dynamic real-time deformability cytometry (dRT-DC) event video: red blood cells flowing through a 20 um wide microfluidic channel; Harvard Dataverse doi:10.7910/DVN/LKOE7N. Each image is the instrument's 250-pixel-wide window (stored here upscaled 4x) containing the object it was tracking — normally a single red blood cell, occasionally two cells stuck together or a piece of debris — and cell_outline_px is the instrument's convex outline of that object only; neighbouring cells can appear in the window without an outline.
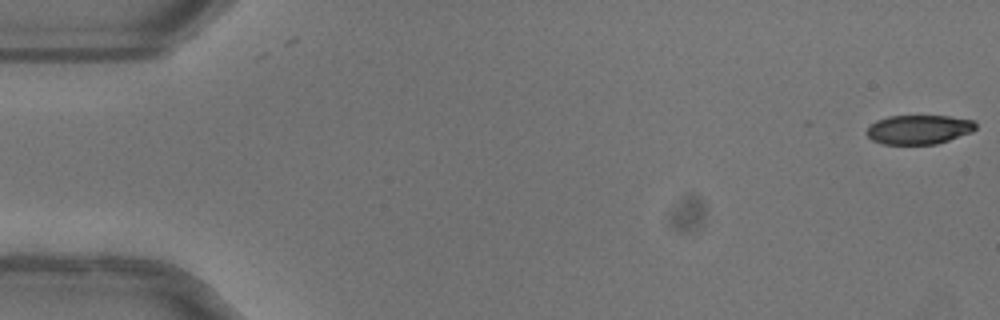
{"species": "common noctule bat (a hibernating species)", "species_latin": "Nyctalus noctula", "temperature_condition": "warm", "stored_images_in_passage": 52, "camera_frame_rate_fps": 3000, "um_per_image_px": 0.085, "animal": {"sex": "female"}, "frame": {"image": 1, "passage_image": 1, "time_ms": 0.0, "image_size_px": [1000, 320], "cell_outline_px": [[976, 128], [972, 132], [936, 144], [884, 144], [872, 140], [868, 136], [868, 128], [876, 120], [888, 116], [948, 116], [972, 120], [976, 124]], "centroid_in_image_um": [78.11, 11.01], "position_along_channel_um": 6.9, "area_um2": 18.38}}
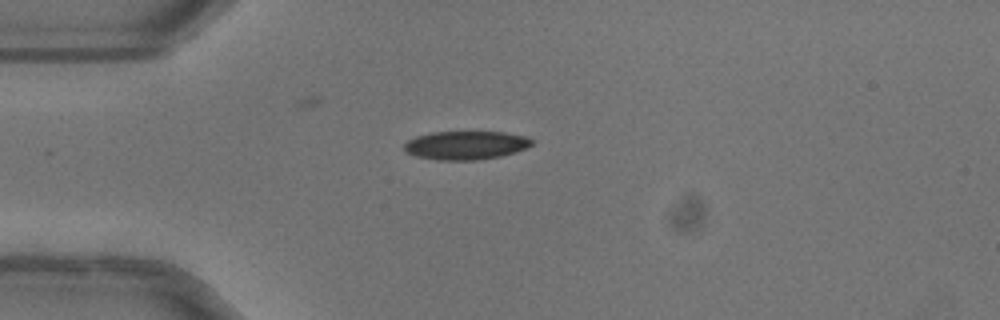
{"frame": {"image": 2, "passage_image": 14, "time_ms": 4.333, "image_size_px": [1000, 320], "cell_outline_px": [[532, 144], [524, 148], [500, 156], [476, 160], [436, 160], [416, 156], [408, 152], [404, 148], [404, 144], [408, 140], [416, 136], [432, 132], [504, 132], [524, 136], [532, 140]], "centroid_in_image_um": [39.55, 12.34], "position_along_channel_um": 45.5, "area_um2": 20.92}}
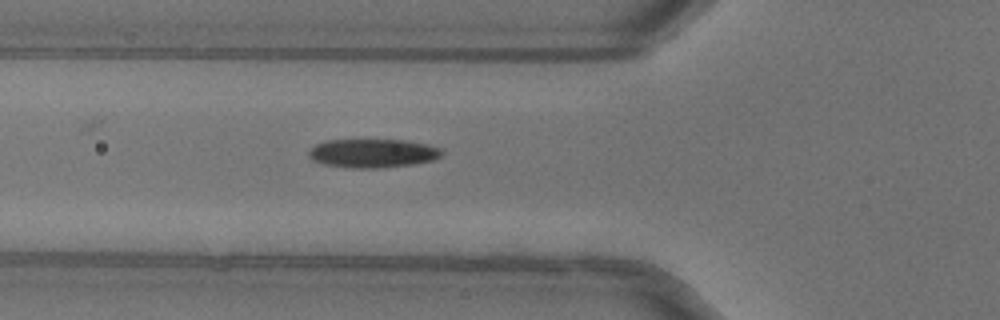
{"frame": {"image": 3, "passage_image": 19, "time_ms": 6.0, "image_size_px": [1000, 320], "cell_outline_px": [[444, 152], [440, 156], [432, 160], [412, 164], [380, 168], [348, 168], [324, 164], [312, 160], [308, 156], [308, 152], [316, 144], [324, 140], [404, 140], [428, 144], [440, 148]], "centroid_in_image_um": [31.66, 13.02], "position_along_channel_um": 94.1, "area_um2": 22.31}, "authors_computed_cell_mechanics": {"area_um2": 21.6461, "velocity_mm_per_s": 4.0366, "shape_relaxation_time_tau1_ms": 5.1057, "shape_relaxation_time_tau2_ms": 5.348, "deformation_change_tau1": 0.1702, "deformation_change_tau2": 0.1057}}